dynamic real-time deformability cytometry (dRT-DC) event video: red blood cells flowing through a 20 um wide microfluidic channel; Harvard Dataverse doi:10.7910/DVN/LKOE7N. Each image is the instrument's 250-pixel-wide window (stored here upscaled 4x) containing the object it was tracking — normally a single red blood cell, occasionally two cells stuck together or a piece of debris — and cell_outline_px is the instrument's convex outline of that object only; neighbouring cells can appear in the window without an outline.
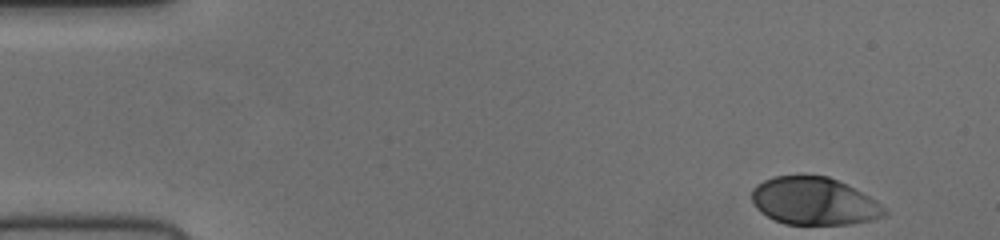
{"species": "human", "species_latin": "Homo sapiens", "temperature_condition": "cold", "stored_images_in_passage": 49, "camera_frame_rate_fps": 3000, "um_per_image_px": 0.085, "donor": {"sex": "female"}, "frame": {"image": 1, "passage_image": 1, "time_ms": 0.0, "image_size_px": [1000, 240], "cell_outline_px": [[888, 212], [884, 216], [872, 220], [848, 224], [784, 224], [760, 212], [752, 204], [752, 188], [756, 184], [772, 176], [828, 176], [876, 200]], "centroid_in_image_um": [69.16, 17.11], "position_along_channel_um": 15.8, "area_um2": 36.53}}
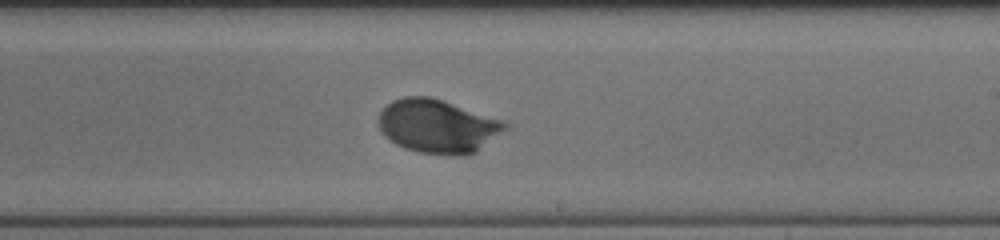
{"frame": {"image": 2, "passage_image": 28, "time_ms": 9.0, "image_size_px": [1000, 240], "cell_outline_px": [[508, 128], [476, 152], [464, 156], [456, 156], [420, 152], [404, 148], [396, 144], [384, 136], [376, 120], [380, 112], [392, 100], [404, 96], [428, 96], [504, 120], [508, 124]], "centroid_in_image_um": [37.19, 10.73], "position_along_channel_um": 251.8, "area_um2": 39.59}}
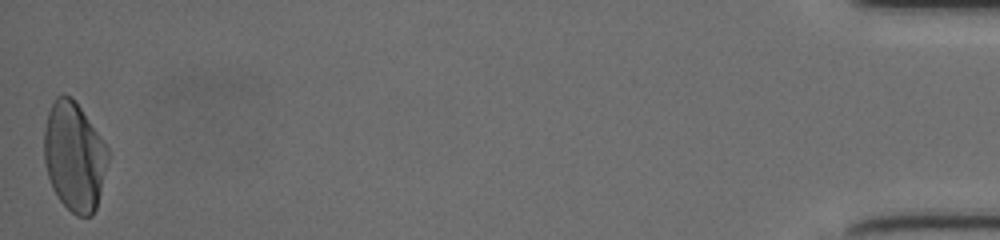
{"frame": {"image": 3, "passage_image": 49, "time_ms": 16.0, "image_size_px": [1000, 240], "cell_outline_px": [[108, 160], [96, 208], [92, 216], [76, 216], [60, 200], [52, 188], [48, 176], [44, 160], [44, 132], [48, 112], [56, 96], [64, 92], [72, 96], [108, 148]], "centroid_in_image_um": [6.29, 13.28], "position_along_channel_um": 428.9, "area_um2": 40.29}}